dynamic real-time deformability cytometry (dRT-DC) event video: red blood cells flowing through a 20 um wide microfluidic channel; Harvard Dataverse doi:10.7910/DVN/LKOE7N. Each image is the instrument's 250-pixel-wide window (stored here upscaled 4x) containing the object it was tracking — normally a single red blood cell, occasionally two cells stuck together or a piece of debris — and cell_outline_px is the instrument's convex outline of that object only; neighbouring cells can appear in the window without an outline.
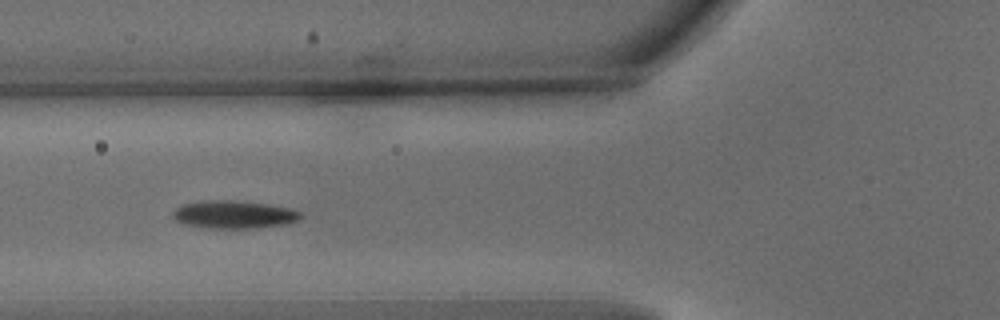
{"species": "common noctule bat (a hibernating species)", "species_latin": "Nyctalus noctula", "temperature_condition": "warm", "stored_images_in_passage": 8, "camera_frame_rate_fps": 3000, "um_per_image_px": 0.085, "animal": {"sex": "male", "body_mass_g": 15.6}, "frame": {"image": 1, "passage_image": 6, "time_ms": 1.667, "image_size_px": [1000, 320], "cell_outline_px": [[300, 216], [296, 220], [284, 224], [256, 228], [208, 228], [184, 224], [176, 220], [172, 216], [172, 212], [176, 208], [184, 204], [204, 200], [236, 200], [268, 204], [292, 208], [300, 212]], "centroid_in_image_um": [19.85, 18.22], "position_along_channel_um": 105.9, "area_um2": 20.69}}